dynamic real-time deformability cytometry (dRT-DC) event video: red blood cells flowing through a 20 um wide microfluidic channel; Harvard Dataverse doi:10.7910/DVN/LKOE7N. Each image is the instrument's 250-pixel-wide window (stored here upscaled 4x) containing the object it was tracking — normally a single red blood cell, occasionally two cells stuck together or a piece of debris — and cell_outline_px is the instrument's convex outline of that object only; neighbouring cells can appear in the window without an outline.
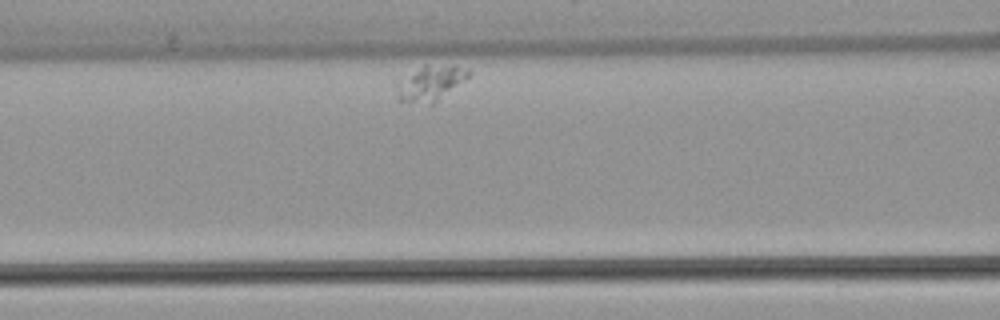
{"species": "common noctule bat (a hibernating species)", "species_latin": "Nyctalus noctula", "temperature_condition": "warm", "stored_images_in_passage": 7, "camera_frame_rate_fps": 3000, "um_per_image_px": 0.085, "animal": {"sex": "female", "body_mass_g": 22.7, "forearm_length_mm": 54.2}, "frame": {"image": 1, "passage_image": 7, "time_ms": 7.333, "image_size_px": [1000, 320], "cell_outline_px": [[472, 72], [468, 76], [432, 104], [396, 100], [396, 84], [420, 68], [428, 64], [456, 64], [468, 68]], "centroid_in_image_um": [36.6, 7.04], "position_along_channel_um": 130.0, "area_um2": 14.39}}